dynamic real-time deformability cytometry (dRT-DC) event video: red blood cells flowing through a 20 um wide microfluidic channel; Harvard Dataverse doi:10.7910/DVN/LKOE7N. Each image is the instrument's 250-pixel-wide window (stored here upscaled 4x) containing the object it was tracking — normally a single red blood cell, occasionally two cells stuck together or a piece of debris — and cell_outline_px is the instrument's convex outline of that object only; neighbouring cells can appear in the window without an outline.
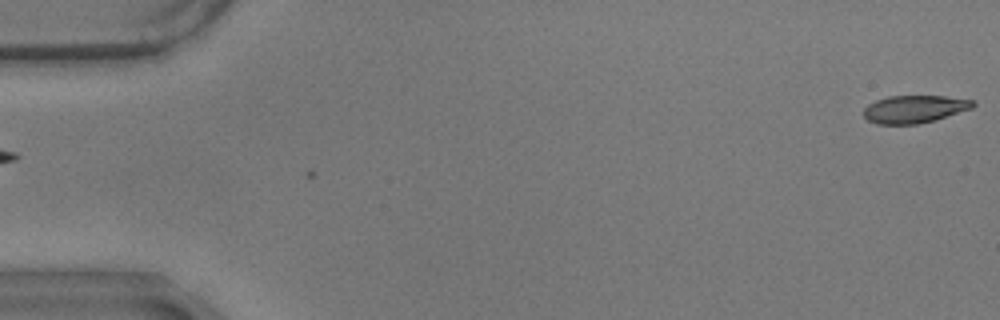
{"species": "common noctule bat (a hibernating species)", "species_latin": "Nyctalus noctula", "temperature_condition": "warm", "stored_images_in_passage": 4, "camera_frame_rate_fps": 3000, "um_per_image_px": 0.085, "animal": {"sex": "male", "body_mass_g": 17.9}, "frame": {"image": 1, "passage_image": 4, "time_ms": 1.0, "image_size_px": [1000, 320], "cell_outline_px": [[976, 104], [972, 108], [932, 120], [916, 124], [876, 124], [868, 120], [864, 116], [864, 108], [868, 104], [876, 100], [888, 96], [944, 96], [976, 100]], "centroid_in_image_um": [77.71, 9.26], "position_along_channel_um": 7.3, "area_um2": 17.46}}